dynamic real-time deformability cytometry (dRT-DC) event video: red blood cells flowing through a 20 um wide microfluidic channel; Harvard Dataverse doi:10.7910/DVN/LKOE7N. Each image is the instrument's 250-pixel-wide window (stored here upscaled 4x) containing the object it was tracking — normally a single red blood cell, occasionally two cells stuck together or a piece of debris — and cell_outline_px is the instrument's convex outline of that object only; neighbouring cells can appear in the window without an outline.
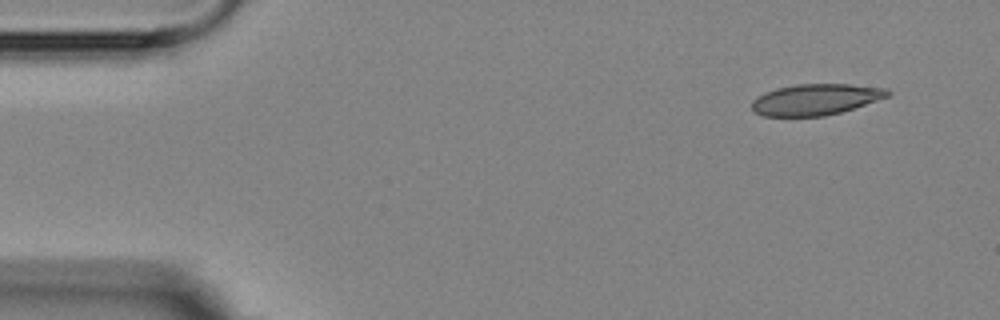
{"species": "Egyptian fruit bat (a non-hibernating species)", "species_latin": "Rousettus aegyptiacus", "temperature_condition": "room temperature", "stored_images_in_passage": 2, "camera_frame_rate_fps": 3000, "um_per_image_px": 0.085, "animal": {"sex": "female"}, "frame": {"image": 1, "passage_image": 2, "time_ms": 1.333, "image_size_px": [1000, 320], "cell_outline_px": [[892, 92], [888, 96], [840, 112], [824, 116], [764, 116], [756, 112], [752, 108], [752, 100], [764, 92], [776, 88], [796, 84], [848, 84], [888, 88]], "centroid_in_image_um": [69.31, 8.44], "position_along_channel_um": 15.7, "area_um2": 24.45}}